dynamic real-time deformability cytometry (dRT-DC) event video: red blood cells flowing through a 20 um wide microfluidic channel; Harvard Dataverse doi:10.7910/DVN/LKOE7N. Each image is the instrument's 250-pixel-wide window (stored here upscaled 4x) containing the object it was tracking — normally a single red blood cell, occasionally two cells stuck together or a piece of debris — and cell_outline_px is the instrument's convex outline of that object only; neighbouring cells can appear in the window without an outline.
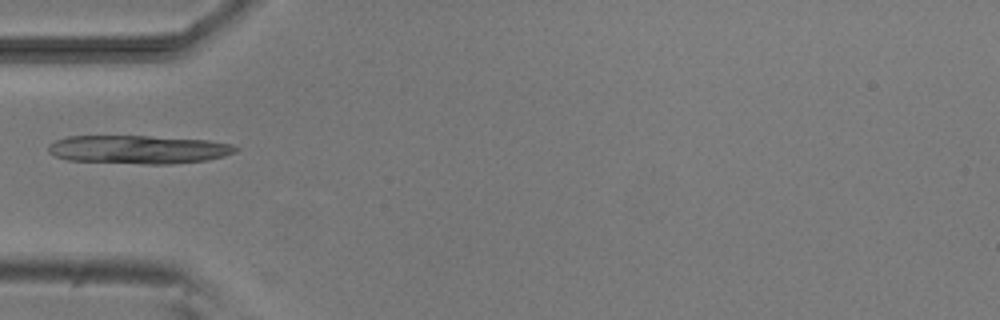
{"species": "common noctule bat (a hibernating species)", "species_latin": "Nyctalus noctula", "temperature_condition": "room temperature", "stored_images_in_passage": 2, "camera_frame_rate_fps": 3000, "um_per_image_px": 0.085, "animal": {"sex": "male", "body_mass_g": 20.5, "forearm_length_mm": 52.5}, "frame": {"image": 1, "passage_image": 1, "time_ms": 0.0, "image_size_px": [1000, 320], "cell_outline_px": [[240, 148], [236, 152], [224, 156], [208, 160], [172, 164], [144, 164], [68, 160], [56, 156], [48, 152], [48, 144], [56, 140], [68, 136], [148, 136], [208, 140], [232, 144]], "centroid_in_image_um": [11.79, 12.71], "position_along_channel_um": 73.2, "area_um2": 31.15}}
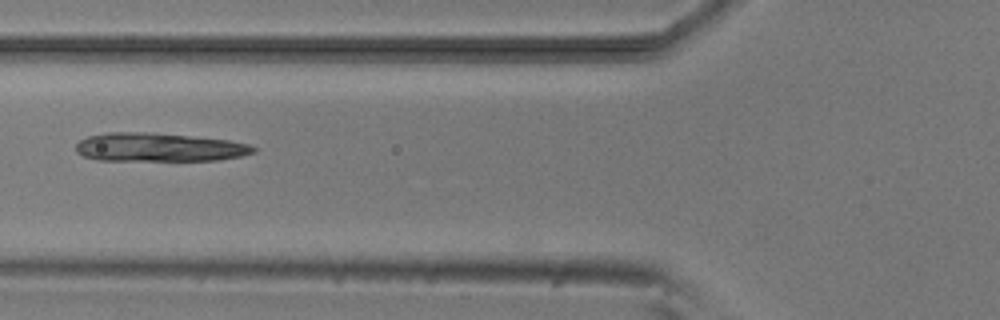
{"frame": {"image": 2, "passage_image": 2, "time_ms": 1.0, "image_size_px": [1000, 320], "cell_outline_px": [[256, 152], [240, 156], [220, 160], [96, 160], [84, 156], [76, 152], [76, 144], [80, 140], [88, 136], [108, 132], [148, 132], [228, 140], [248, 144], [256, 148]], "centroid_in_image_um": [13.49, 12.52], "position_along_channel_um": 112.3, "area_um2": 29.42}}